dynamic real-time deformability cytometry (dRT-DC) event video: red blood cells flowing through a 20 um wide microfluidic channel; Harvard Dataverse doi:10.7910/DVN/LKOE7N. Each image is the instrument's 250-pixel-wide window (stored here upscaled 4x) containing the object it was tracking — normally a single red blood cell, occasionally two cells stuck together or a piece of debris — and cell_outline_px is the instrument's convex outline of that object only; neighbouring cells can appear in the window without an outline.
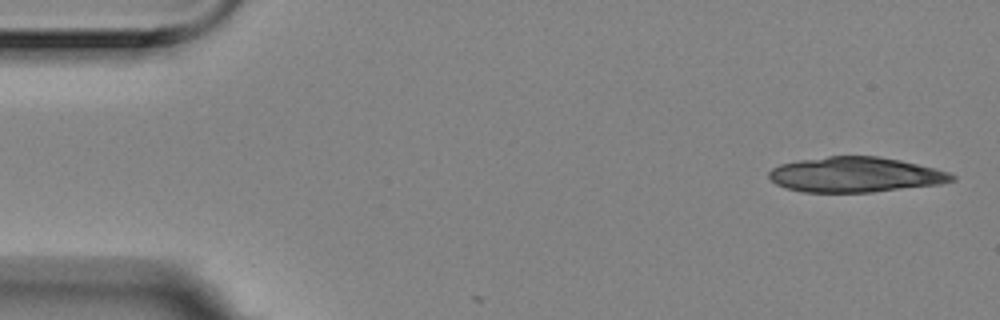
{"species": "Egyptian fruit bat (a non-hibernating species)", "species_latin": "Rousettus aegyptiacus", "temperature_condition": "room temperature", "stored_images_in_passage": 4, "camera_frame_rate_fps": 3000, "um_per_image_px": 0.085, "animal": {"sex": "female"}, "frame": {"image": 1, "passage_image": 1, "time_ms": 0.0, "image_size_px": [1000, 320], "cell_outline_px": [[956, 180], [940, 184], [872, 192], [804, 192], [788, 188], [776, 184], [768, 176], [768, 172], [772, 168], [780, 164], [796, 160], [828, 156], [876, 156], [900, 160], [948, 172], [956, 176]], "centroid_in_image_um": [72.68, 14.84], "position_along_channel_um": 12.3, "area_um2": 37.34}}